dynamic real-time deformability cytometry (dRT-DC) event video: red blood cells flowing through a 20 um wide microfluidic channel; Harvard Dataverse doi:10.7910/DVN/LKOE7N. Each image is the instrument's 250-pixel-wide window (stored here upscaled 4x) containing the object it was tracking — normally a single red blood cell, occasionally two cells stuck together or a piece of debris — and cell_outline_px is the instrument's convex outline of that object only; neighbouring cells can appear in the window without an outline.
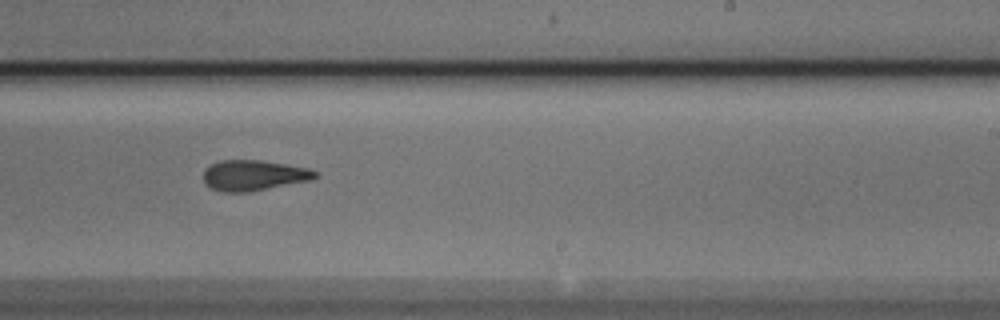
{"species": "Egyptian fruit bat (a non-hibernating species)", "species_latin": "Rousettus aegyptiacus", "temperature_condition": "cold", "stored_images_in_passage": 16, "camera_frame_rate_fps": 3000, "um_per_image_px": 0.085, "animal": {"sex": "male"}, "frame": {"image": 1, "passage_image": 10, "time_ms": 3.0, "image_size_px": [1000, 320], "cell_outline_px": [[320, 176], [312, 180], [248, 192], [220, 192], [208, 188], [204, 184], [204, 168], [220, 160], [260, 160], [308, 168], [320, 172]], "centroid_in_image_um": [21.56, 14.91], "position_along_channel_um": 267.4, "area_um2": 20.17}}
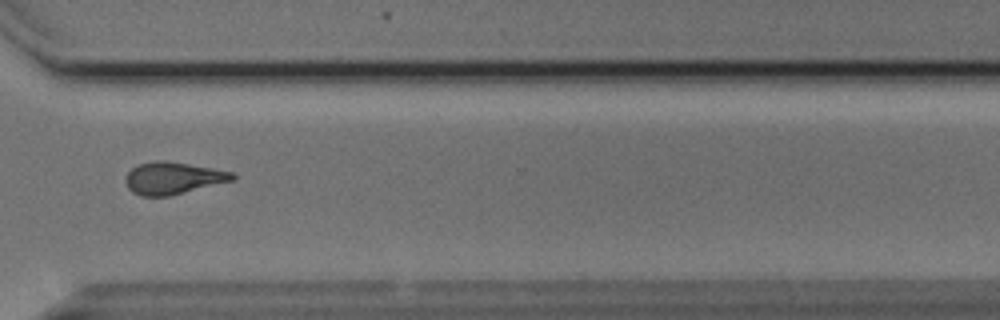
{"frame": {"image": 2, "passage_image": 12, "time_ms": 3.667, "image_size_px": [1000, 320], "cell_outline_px": [[236, 180], [168, 196], [140, 196], [132, 192], [128, 188], [124, 180], [128, 172], [132, 168], [140, 164], [156, 160], [164, 160], [212, 168], [232, 172], [236, 176]], "centroid_in_image_um": [14.7, 15.14], "position_along_channel_um": 355.9, "area_um2": 20.0}}
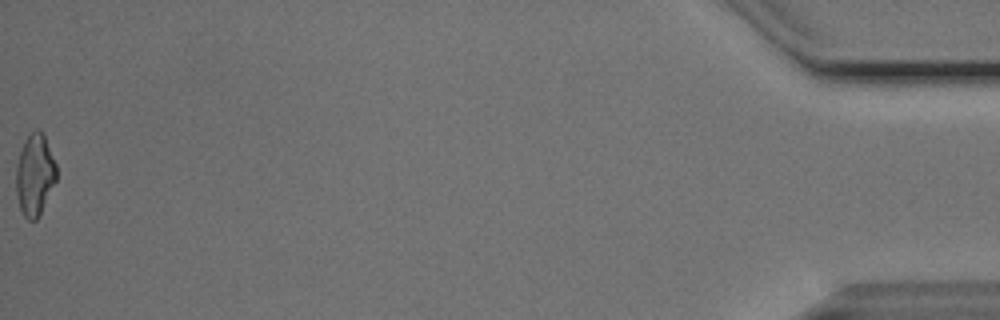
{"frame": {"image": 3, "passage_image": 16, "time_ms": 5.0, "image_size_px": [1000, 320], "cell_outline_px": [[56, 180], [36, 220], [28, 220], [24, 216], [20, 208], [16, 192], [16, 164], [24, 140], [36, 128], [40, 128], [44, 132], [56, 164]], "centroid_in_image_um": [2.95, 14.8], "position_along_channel_um": 432.2, "area_um2": 19.13}}